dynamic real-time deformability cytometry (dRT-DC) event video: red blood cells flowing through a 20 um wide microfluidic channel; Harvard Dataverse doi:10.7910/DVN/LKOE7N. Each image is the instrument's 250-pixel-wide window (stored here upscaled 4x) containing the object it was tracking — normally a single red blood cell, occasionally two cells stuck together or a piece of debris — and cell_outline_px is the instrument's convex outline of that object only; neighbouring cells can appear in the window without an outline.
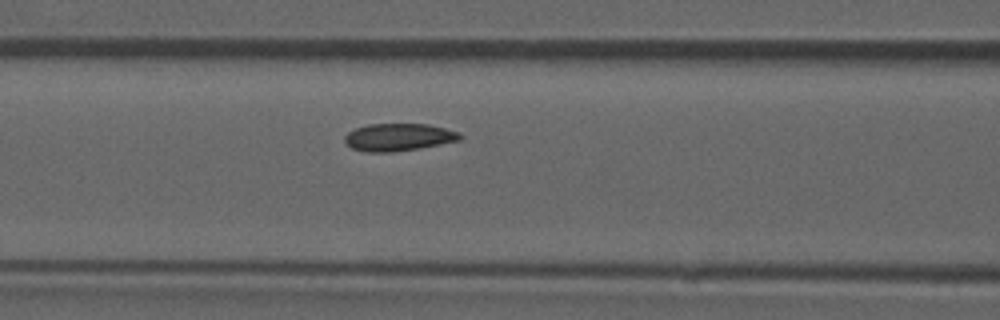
{"species": "common noctule bat (a hibernating species)", "species_latin": "Nyctalus noctula", "temperature_condition": "room temperature", "stored_images_in_passage": 44, "camera_frame_rate_fps": 3000, "um_per_image_px": 0.085, "animal": {"sex": "male", "forearm_length_mm": 52.5}, "frame": {"image": 1, "passage_image": 19, "time_ms": 6.0, "image_size_px": [1000, 320], "cell_outline_px": [[464, 136], [460, 140], [420, 148], [392, 152], [368, 152], [352, 148], [344, 140], [344, 136], [348, 132], [356, 128], [368, 124], [428, 124], [460, 132]], "centroid_in_image_um": [33.9, 11.66], "position_along_channel_um": 132.7, "area_um2": 18.44}}